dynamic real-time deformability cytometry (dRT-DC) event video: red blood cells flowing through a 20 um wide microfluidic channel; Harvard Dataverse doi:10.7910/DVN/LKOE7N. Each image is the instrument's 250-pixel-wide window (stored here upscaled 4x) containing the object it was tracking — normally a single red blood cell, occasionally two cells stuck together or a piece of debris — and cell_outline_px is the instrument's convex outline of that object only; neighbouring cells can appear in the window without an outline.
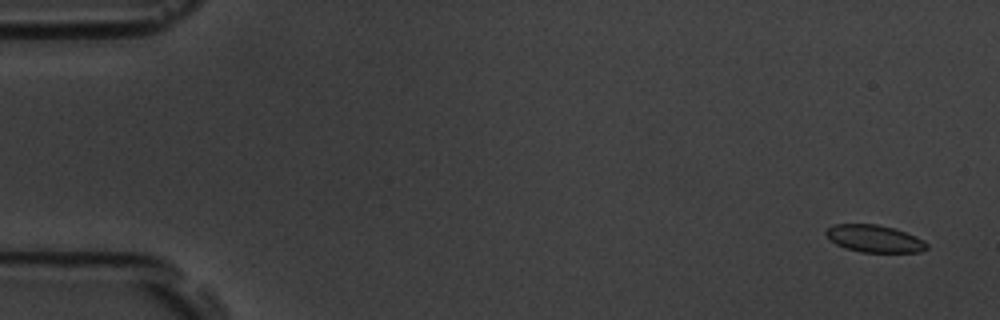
{"species": "common noctule bat (a hibernating species)", "species_latin": "Nyctalus noctula", "temperature_condition": "room temperature", "stored_images_in_passage": 56, "camera_frame_rate_fps": 3000, "um_per_image_px": 0.085, "animal": {"sex": "male", "body_mass_g": 19.5, "forearm_length_mm": 54.6}, "frame": {"image": 1, "passage_image": 3, "time_ms": 0.667, "image_size_px": [1000, 320], "cell_outline_px": [[928, 248], [920, 252], [860, 252], [844, 248], [836, 244], [824, 232], [832, 224], [876, 224], [892, 228], [916, 236], [924, 240], [928, 244]], "centroid_in_image_um": [74.33, 20.29], "position_along_channel_um": 10.7, "area_um2": 15.95}}
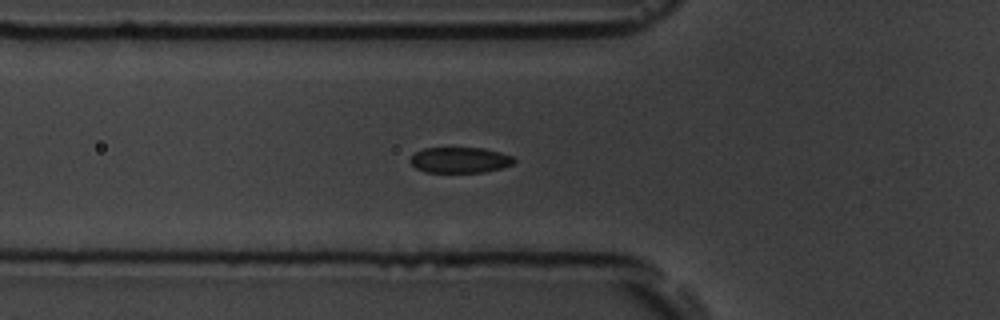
{"frame": {"image": 2, "passage_image": 20, "time_ms": 6.333, "image_size_px": [1000, 320], "cell_outline_px": [[516, 160], [512, 164], [500, 168], [484, 172], [424, 172], [416, 168], [408, 160], [416, 152], [424, 148], [484, 148], [500, 152], [512, 156]], "centroid_in_image_um": [39.08, 13.6], "position_along_channel_um": 86.7, "area_um2": 15.49}}
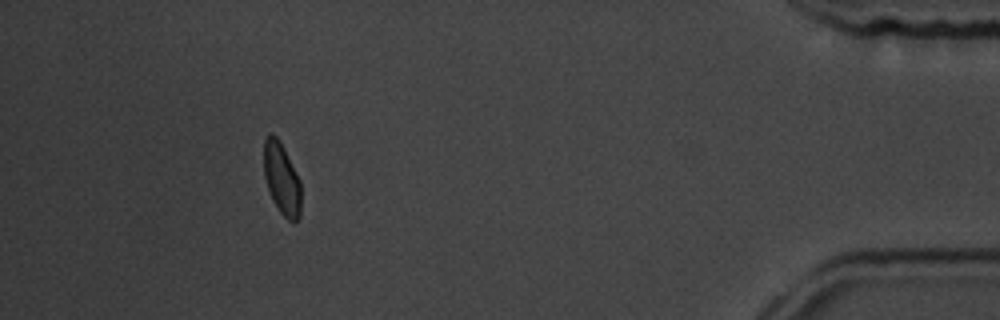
{"frame": {"image": 3, "passage_image": 51, "time_ms": 16.667, "image_size_px": [1000, 320], "cell_outline_px": [[300, 216], [292, 224], [280, 212], [272, 200], [264, 176], [264, 140], [268, 132], [272, 132], [276, 136], [284, 148], [300, 180]], "centroid_in_image_um": [23.93, 15.18], "position_along_channel_um": 411.3, "area_um2": 15.61}, "authors_computed_cell_mechanics": {"area_um2": 16.6175, "velocity_mm_per_s": 3.7149, "shape_relaxation_time_tau1_ms": 2.9023, "shape_relaxation_time_tau2_ms": 1.1178, "deformation_change_tau1": 0.0885, "deformation_change_tau2": 0.0562}}